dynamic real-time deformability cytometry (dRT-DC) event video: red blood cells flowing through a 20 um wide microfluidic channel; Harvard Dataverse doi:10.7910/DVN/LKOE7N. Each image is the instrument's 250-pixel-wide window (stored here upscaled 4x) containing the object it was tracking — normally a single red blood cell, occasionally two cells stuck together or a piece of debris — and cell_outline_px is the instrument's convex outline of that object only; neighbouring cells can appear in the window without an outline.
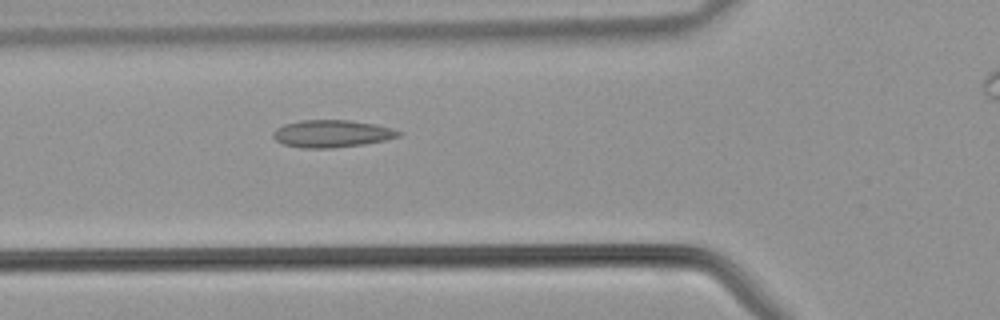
{"species": "common noctule bat (a hibernating species)", "species_latin": "Nyctalus noctula", "temperature_condition": "warm", "stored_images_in_passage": 35, "camera_frame_rate_fps": 3000, "um_per_image_px": 0.085, "animal": {"sex": "male", "body_mass_g": 21.5, "forearm_length_mm": 52.0}, "frame": {"image": 1, "passage_image": 14, "time_ms": 4.333, "image_size_px": [1000, 320], "cell_outline_px": [[404, 132], [400, 136], [384, 140], [364, 144], [332, 148], [300, 148], [284, 144], [276, 140], [272, 136], [272, 132], [276, 128], [284, 124], [300, 120], [348, 120], [376, 124], [392, 128]], "centroid_in_image_um": [28.2, 11.36], "position_along_channel_um": 97.6, "area_um2": 20.11}}
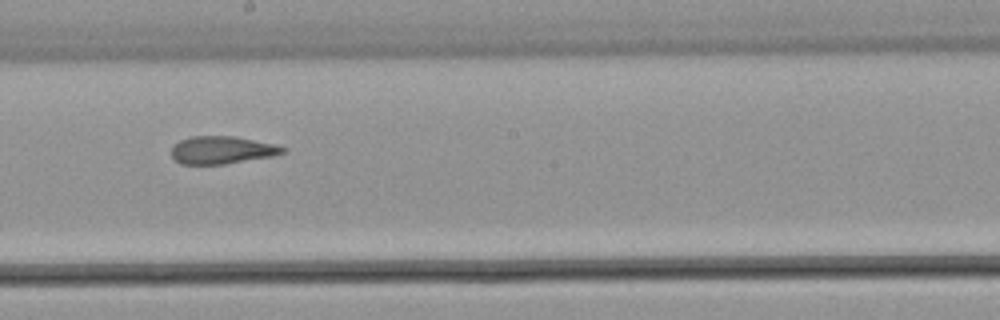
{"frame": {"image": 2, "passage_image": 22, "time_ms": 7.0, "image_size_px": [1000, 320], "cell_outline_px": [[288, 152], [272, 156], [224, 164], [180, 164], [172, 156], [172, 148], [180, 140], [192, 136], [236, 136], [276, 144], [288, 148]], "centroid_in_image_um": [18.93, 12.74], "position_along_channel_um": 229.3, "area_um2": 18.03}}
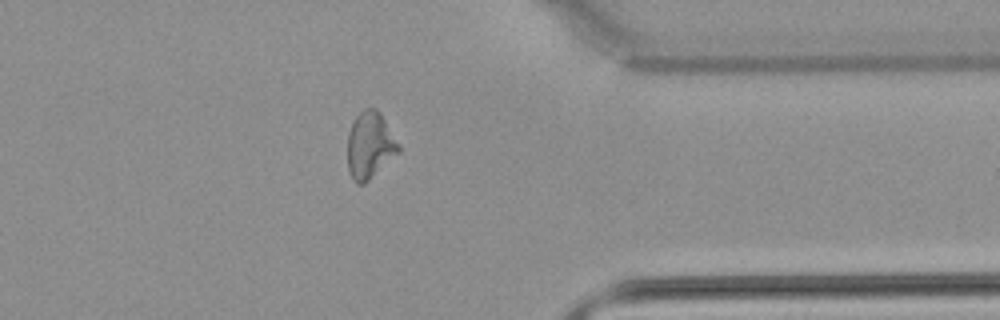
{"frame": {"image": 3, "passage_image": 32, "time_ms": 10.333, "image_size_px": [1000, 320], "cell_outline_px": [[400, 152], [364, 184], [356, 184], [352, 180], [348, 172], [348, 132], [356, 116], [364, 108], [376, 108], [380, 112], [400, 144]], "centroid_in_image_um": [31.45, 12.36], "position_along_channel_um": 380.0, "area_um2": 20.0}}